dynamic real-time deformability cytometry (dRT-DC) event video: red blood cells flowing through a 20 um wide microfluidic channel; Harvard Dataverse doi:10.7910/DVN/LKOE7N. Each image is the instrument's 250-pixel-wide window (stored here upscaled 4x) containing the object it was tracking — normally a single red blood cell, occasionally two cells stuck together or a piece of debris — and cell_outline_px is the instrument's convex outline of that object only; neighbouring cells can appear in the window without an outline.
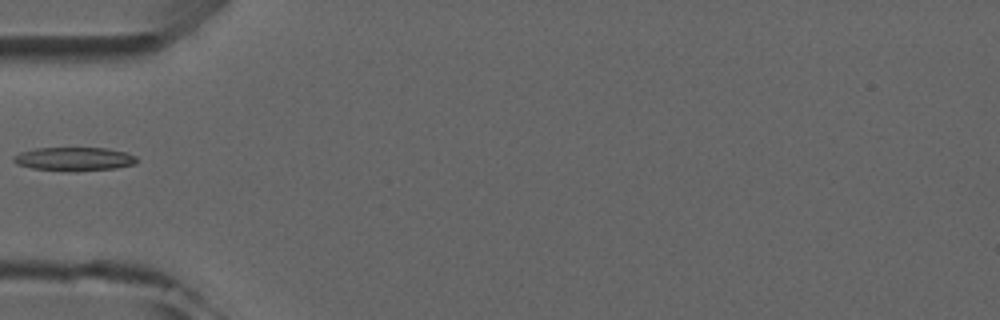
{"species": "common noctule bat (a hibernating species)", "species_latin": "Nyctalus noctula", "temperature_condition": "room temperature", "stored_images_in_passage": 3, "camera_frame_rate_fps": 3000, "um_per_image_px": 0.085, "animal": {"sex": "male", "forearm_length_mm": 52.5}, "frame": {"image": 1, "passage_image": 3, "time_ms": 3.0, "image_size_px": [1000, 320], "cell_outline_px": [[136, 164], [116, 168], [76, 172], [68, 172], [32, 168], [16, 164], [12, 160], [12, 156], [20, 152], [36, 148], [108, 148], [128, 152], [136, 156]], "centroid_in_image_um": [6.31, 13.52], "position_along_channel_um": 78.7, "area_um2": 17.34}}